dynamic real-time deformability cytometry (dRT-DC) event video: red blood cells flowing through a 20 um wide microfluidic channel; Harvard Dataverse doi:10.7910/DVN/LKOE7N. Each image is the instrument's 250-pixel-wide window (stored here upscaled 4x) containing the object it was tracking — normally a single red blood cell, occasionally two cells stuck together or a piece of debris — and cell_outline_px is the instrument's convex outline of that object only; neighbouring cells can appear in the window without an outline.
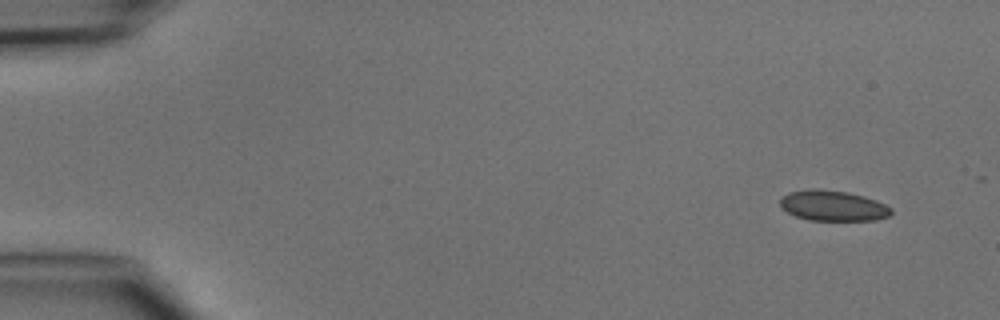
{"species": "common noctule bat (a hibernating species)", "species_latin": "Nyctalus noctula", "temperature_condition": "cold", "stored_images_in_passage": 3, "camera_frame_rate_fps": 3000, "um_per_image_px": 0.085, "animal": {"sex": "male", "body_mass_g": 15.6}, "frame": {"image": 1, "passage_image": 1, "time_ms": 0.0, "image_size_px": [1000, 320], "cell_outline_px": [[892, 212], [888, 216], [876, 220], [808, 220], [796, 216], [780, 208], [780, 196], [788, 192], [808, 188], [820, 188], [848, 192], [864, 196], [876, 200], [892, 208]], "centroid_in_image_um": [70.76, 17.47], "position_along_channel_um": 14.2, "area_um2": 20.0}}